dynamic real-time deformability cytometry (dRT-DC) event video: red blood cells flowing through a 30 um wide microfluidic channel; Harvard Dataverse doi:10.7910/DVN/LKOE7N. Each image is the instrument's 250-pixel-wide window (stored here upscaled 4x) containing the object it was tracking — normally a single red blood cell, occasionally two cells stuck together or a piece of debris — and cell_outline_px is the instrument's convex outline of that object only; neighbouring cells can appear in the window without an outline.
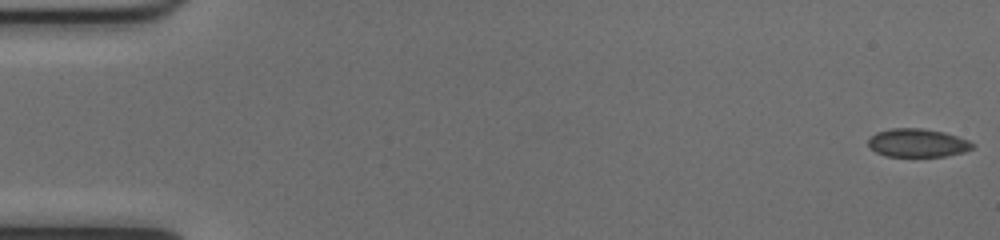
{"species": "common noctule bat (a hibernating species)", "species_latin": "Nyctalus noctula", "temperature_condition": "cold", "stored_images_in_passage": 52, "camera_frame_rate_fps": 3000, "um_per_image_px": 0.085, "animal": {"sex": "female", "body_mass_g": 17.0, "forearm_length_mm": 48.0}, "frame": {"image": 1, "passage_image": 1, "time_ms": 0.0, "image_size_px": [1000, 240], "cell_outline_px": [[976, 148], [964, 152], [944, 156], [884, 156], [876, 152], [868, 144], [868, 140], [876, 132], [892, 128], [920, 128], [944, 132], [968, 140], [976, 144]], "centroid_in_image_um": [78.03, 12.15], "position_along_channel_um": 7.0, "area_um2": 17.22}}
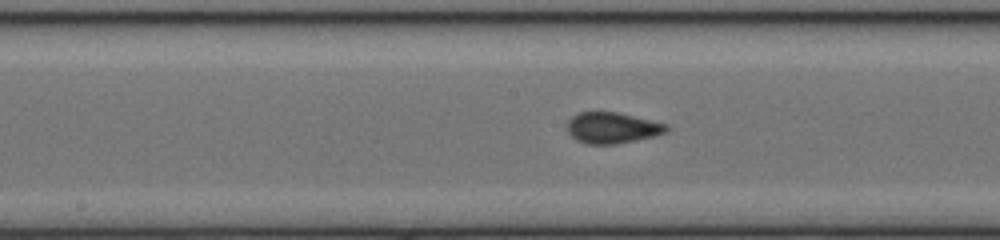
{"frame": {"image": 2, "passage_image": 27, "time_ms": 8.667, "image_size_px": [1000, 240], "cell_outline_px": [[668, 132], [652, 136], [616, 144], [584, 144], [576, 140], [564, 128], [568, 120], [572, 116], [580, 112], [616, 112], [668, 124]], "centroid_in_image_um": [51.99, 10.87], "position_along_channel_um": 196.2, "area_um2": 17.98}}
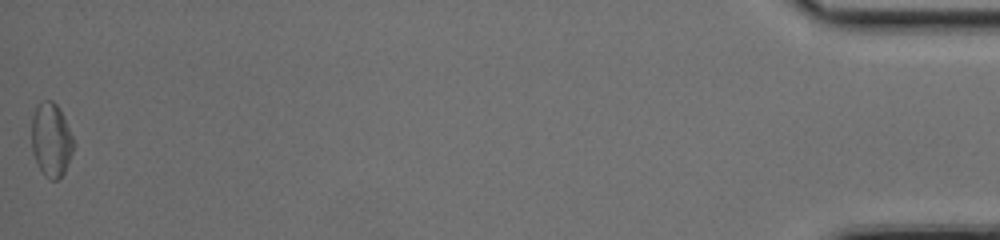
{"frame": {"image": 3, "passage_image": 52, "time_ms": 17.0, "image_size_px": [1000, 240], "cell_outline_px": [[72, 152], [64, 172], [56, 180], [48, 180], [44, 176], [32, 152], [32, 116], [36, 104], [40, 100], [52, 100], [56, 104], [72, 136]], "centroid_in_image_um": [4.3, 11.87], "position_along_channel_um": 430.9, "area_um2": 17.69}, "authors_computed_cell_mechanics": {"area_um2": 17.4845, "velocity_mm_per_s": 4.0354, "shape_relaxation_time_tau1_ms": null, "shape_relaxation_time_tau2_ms": 0.9624, "deformation_change_tau1": null, "deformation_change_tau2": 0.061}}